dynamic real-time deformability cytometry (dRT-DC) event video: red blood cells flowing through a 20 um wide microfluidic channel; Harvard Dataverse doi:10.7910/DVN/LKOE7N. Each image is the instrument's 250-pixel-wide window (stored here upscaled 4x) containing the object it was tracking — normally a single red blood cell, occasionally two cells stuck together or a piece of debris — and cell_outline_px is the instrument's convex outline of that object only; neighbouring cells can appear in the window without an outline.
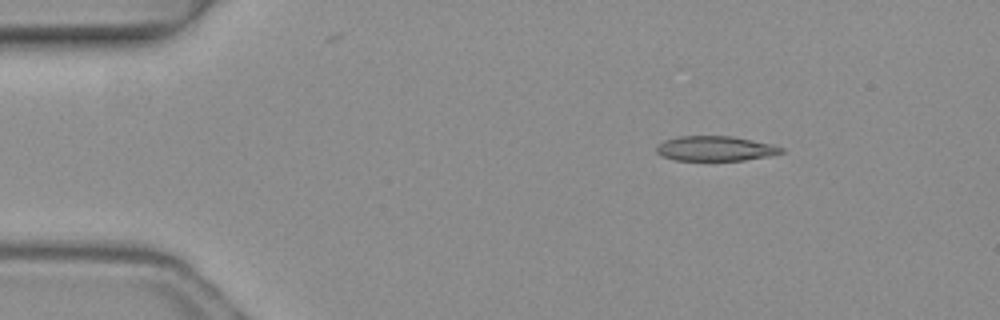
{"species": "common noctule bat (a hibernating species)", "species_latin": "Nyctalus noctula", "temperature_condition": "warm", "stored_images_in_passage": 4, "camera_frame_rate_fps": 3000, "um_per_image_px": 0.085, "animal": {"sex": "female", "body_mass_g": 19.3, "forearm_length_mm": 54.1}, "frame": {"image": 1, "passage_image": 2, "time_ms": 0.333, "image_size_px": [1000, 320], "cell_outline_px": [[784, 152], [768, 156], [744, 160], [676, 160], [664, 156], [656, 152], [656, 148], [664, 140], [680, 136], [732, 136], [772, 144], [784, 148]], "centroid_in_image_um": [60.83, 12.62], "position_along_channel_um": 24.2, "area_um2": 17.92}}
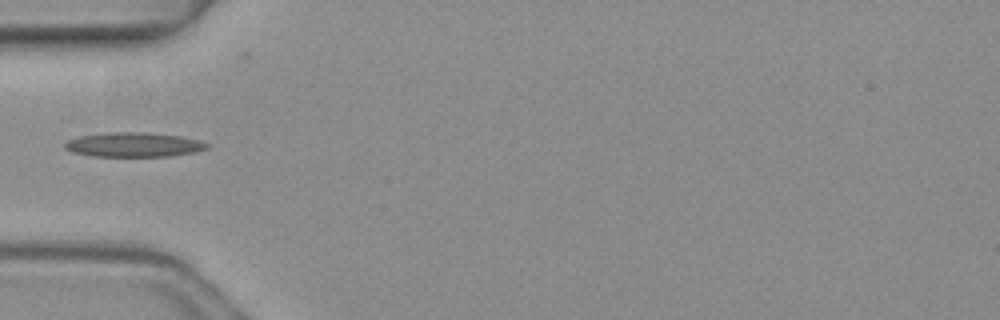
{"frame": {"image": 2, "passage_image": 4, "time_ms": 1.0, "image_size_px": [1000, 320], "cell_outline_px": [[208, 148], [196, 152], [168, 156], [92, 156], [72, 152], [64, 148], [64, 144], [68, 140], [80, 136], [108, 132], [148, 132], [180, 136], [200, 140], [208, 144]], "centroid_in_image_um": [11.37, 12.29], "position_along_channel_um": 73.6, "area_um2": 20.29}}